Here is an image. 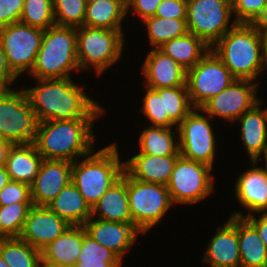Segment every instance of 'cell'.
Segmentation results:
<instances>
[{
    "instance_id": "1",
    "label": "cell",
    "mask_w": 267,
    "mask_h": 267,
    "mask_svg": "<svg viewBox=\"0 0 267 267\" xmlns=\"http://www.w3.org/2000/svg\"><path fill=\"white\" fill-rule=\"evenodd\" d=\"M38 85L24 89L38 123L52 120L99 118L104 108L70 78L37 79ZM97 116V117H96Z\"/></svg>"
},
{
    "instance_id": "2",
    "label": "cell",
    "mask_w": 267,
    "mask_h": 267,
    "mask_svg": "<svg viewBox=\"0 0 267 267\" xmlns=\"http://www.w3.org/2000/svg\"><path fill=\"white\" fill-rule=\"evenodd\" d=\"M96 118L52 120L37 125L34 144L45 160L74 162L93 152V122Z\"/></svg>"
},
{
    "instance_id": "3",
    "label": "cell",
    "mask_w": 267,
    "mask_h": 267,
    "mask_svg": "<svg viewBox=\"0 0 267 267\" xmlns=\"http://www.w3.org/2000/svg\"><path fill=\"white\" fill-rule=\"evenodd\" d=\"M236 79L254 81L265 69L261 35L247 23H236L212 47Z\"/></svg>"
},
{
    "instance_id": "4",
    "label": "cell",
    "mask_w": 267,
    "mask_h": 267,
    "mask_svg": "<svg viewBox=\"0 0 267 267\" xmlns=\"http://www.w3.org/2000/svg\"><path fill=\"white\" fill-rule=\"evenodd\" d=\"M73 162L71 181L92 208L124 171L117 145L110 144L87 155L80 163Z\"/></svg>"
},
{
    "instance_id": "5",
    "label": "cell",
    "mask_w": 267,
    "mask_h": 267,
    "mask_svg": "<svg viewBox=\"0 0 267 267\" xmlns=\"http://www.w3.org/2000/svg\"><path fill=\"white\" fill-rule=\"evenodd\" d=\"M78 69L77 28L54 25L44 30L30 75L34 79H62Z\"/></svg>"
},
{
    "instance_id": "6",
    "label": "cell",
    "mask_w": 267,
    "mask_h": 267,
    "mask_svg": "<svg viewBox=\"0 0 267 267\" xmlns=\"http://www.w3.org/2000/svg\"><path fill=\"white\" fill-rule=\"evenodd\" d=\"M122 30L100 29L88 26L77 28V57L80 69L94 68L102 74L122 55Z\"/></svg>"
},
{
    "instance_id": "7",
    "label": "cell",
    "mask_w": 267,
    "mask_h": 267,
    "mask_svg": "<svg viewBox=\"0 0 267 267\" xmlns=\"http://www.w3.org/2000/svg\"><path fill=\"white\" fill-rule=\"evenodd\" d=\"M127 194L132 224L144 234L163 219L173 204L166 185L143 182L128 173Z\"/></svg>"
},
{
    "instance_id": "8",
    "label": "cell",
    "mask_w": 267,
    "mask_h": 267,
    "mask_svg": "<svg viewBox=\"0 0 267 267\" xmlns=\"http://www.w3.org/2000/svg\"><path fill=\"white\" fill-rule=\"evenodd\" d=\"M38 121L24 89L0 92V137L16 144L34 143Z\"/></svg>"
},
{
    "instance_id": "9",
    "label": "cell",
    "mask_w": 267,
    "mask_h": 267,
    "mask_svg": "<svg viewBox=\"0 0 267 267\" xmlns=\"http://www.w3.org/2000/svg\"><path fill=\"white\" fill-rule=\"evenodd\" d=\"M231 15L232 0H187L188 32L210 48L236 24Z\"/></svg>"
},
{
    "instance_id": "10",
    "label": "cell",
    "mask_w": 267,
    "mask_h": 267,
    "mask_svg": "<svg viewBox=\"0 0 267 267\" xmlns=\"http://www.w3.org/2000/svg\"><path fill=\"white\" fill-rule=\"evenodd\" d=\"M212 167L179 156L166 185L173 204H195L214 190Z\"/></svg>"
},
{
    "instance_id": "11",
    "label": "cell",
    "mask_w": 267,
    "mask_h": 267,
    "mask_svg": "<svg viewBox=\"0 0 267 267\" xmlns=\"http://www.w3.org/2000/svg\"><path fill=\"white\" fill-rule=\"evenodd\" d=\"M44 30L15 22L0 28V43L12 73L18 77L30 74L35 65Z\"/></svg>"
},
{
    "instance_id": "12",
    "label": "cell",
    "mask_w": 267,
    "mask_h": 267,
    "mask_svg": "<svg viewBox=\"0 0 267 267\" xmlns=\"http://www.w3.org/2000/svg\"><path fill=\"white\" fill-rule=\"evenodd\" d=\"M236 78L210 49L187 71L186 85L194 108H200L211 97L225 90Z\"/></svg>"
},
{
    "instance_id": "13",
    "label": "cell",
    "mask_w": 267,
    "mask_h": 267,
    "mask_svg": "<svg viewBox=\"0 0 267 267\" xmlns=\"http://www.w3.org/2000/svg\"><path fill=\"white\" fill-rule=\"evenodd\" d=\"M196 110V112H195ZM194 108L177 126L179 153L184 158L205 163L213 168L216 141L209 115L197 114Z\"/></svg>"
},
{
    "instance_id": "14",
    "label": "cell",
    "mask_w": 267,
    "mask_h": 267,
    "mask_svg": "<svg viewBox=\"0 0 267 267\" xmlns=\"http://www.w3.org/2000/svg\"><path fill=\"white\" fill-rule=\"evenodd\" d=\"M257 86L252 80L235 79L225 90L206 101L199 111L211 118L218 116L234 122L259 102Z\"/></svg>"
},
{
    "instance_id": "15",
    "label": "cell",
    "mask_w": 267,
    "mask_h": 267,
    "mask_svg": "<svg viewBox=\"0 0 267 267\" xmlns=\"http://www.w3.org/2000/svg\"><path fill=\"white\" fill-rule=\"evenodd\" d=\"M73 162L43 160L39 172L30 185L34 206H47L71 182Z\"/></svg>"
},
{
    "instance_id": "16",
    "label": "cell",
    "mask_w": 267,
    "mask_h": 267,
    "mask_svg": "<svg viewBox=\"0 0 267 267\" xmlns=\"http://www.w3.org/2000/svg\"><path fill=\"white\" fill-rule=\"evenodd\" d=\"M70 225L47 206H34L25 219L19 238L38 250L61 235Z\"/></svg>"
},
{
    "instance_id": "17",
    "label": "cell",
    "mask_w": 267,
    "mask_h": 267,
    "mask_svg": "<svg viewBox=\"0 0 267 267\" xmlns=\"http://www.w3.org/2000/svg\"><path fill=\"white\" fill-rule=\"evenodd\" d=\"M92 218L91 216L83 224L86 233L122 260L125 251L130 250L137 234L141 232L132 223L92 220Z\"/></svg>"
},
{
    "instance_id": "18",
    "label": "cell",
    "mask_w": 267,
    "mask_h": 267,
    "mask_svg": "<svg viewBox=\"0 0 267 267\" xmlns=\"http://www.w3.org/2000/svg\"><path fill=\"white\" fill-rule=\"evenodd\" d=\"M202 259L211 267H241L237 216H230L223 227L218 226Z\"/></svg>"
},
{
    "instance_id": "19",
    "label": "cell",
    "mask_w": 267,
    "mask_h": 267,
    "mask_svg": "<svg viewBox=\"0 0 267 267\" xmlns=\"http://www.w3.org/2000/svg\"><path fill=\"white\" fill-rule=\"evenodd\" d=\"M152 49L142 65V72L147 80L145 87L159 89L187 86V71L159 48Z\"/></svg>"
},
{
    "instance_id": "20",
    "label": "cell",
    "mask_w": 267,
    "mask_h": 267,
    "mask_svg": "<svg viewBox=\"0 0 267 267\" xmlns=\"http://www.w3.org/2000/svg\"><path fill=\"white\" fill-rule=\"evenodd\" d=\"M243 172L236 181L235 194L239 203L248 209V214L267 212V169L254 167Z\"/></svg>"
},
{
    "instance_id": "21",
    "label": "cell",
    "mask_w": 267,
    "mask_h": 267,
    "mask_svg": "<svg viewBox=\"0 0 267 267\" xmlns=\"http://www.w3.org/2000/svg\"><path fill=\"white\" fill-rule=\"evenodd\" d=\"M178 157L139 153L124 161V170L134 179L167 185Z\"/></svg>"
},
{
    "instance_id": "22",
    "label": "cell",
    "mask_w": 267,
    "mask_h": 267,
    "mask_svg": "<svg viewBox=\"0 0 267 267\" xmlns=\"http://www.w3.org/2000/svg\"><path fill=\"white\" fill-rule=\"evenodd\" d=\"M120 223H132L127 194V172L112 184L106 193L92 207V217Z\"/></svg>"
},
{
    "instance_id": "23",
    "label": "cell",
    "mask_w": 267,
    "mask_h": 267,
    "mask_svg": "<svg viewBox=\"0 0 267 267\" xmlns=\"http://www.w3.org/2000/svg\"><path fill=\"white\" fill-rule=\"evenodd\" d=\"M260 101L238 118L241 138L251 161H258L267 147L266 108L261 110Z\"/></svg>"
},
{
    "instance_id": "24",
    "label": "cell",
    "mask_w": 267,
    "mask_h": 267,
    "mask_svg": "<svg viewBox=\"0 0 267 267\" xmlns=\"http://www.w3.org/2000/svg\"><path fill=\"white\" fill-rule=\"evenodd\" d=\"M83 225H70L61 235L41 250L42 260L73 267L80 255Z\"/></svg>"
},
{
    "instance_id": "25",
    "label": "cell",
    "mask_w": 267,
    "mask_h": 267,
    "mask_svg": "<svg viewBox=\"0 0 267 267\" xmlns=\"http://www.w3.org/2000/svg\"><path fill=\"white\" fill-rule=\"evenodd\" d=\"M43 160L34 143L16 144L9 150L5 168L11 180L30 186Z\"/></svg>"
},
{
    "instance_id": "26",
    "label": "cell",
    "mask_w": 267,
    "mask_h": 267,
    "mask_svg": "<svg viewBox=\"0 0 267 267\" xmlns=\"http://www.w3.org/2000/svg\"><path fill=\"white\" fill-rule=\"evenodd\" d=\"M47 207L69 225H83L92 215V208L69 182Z\"/></svg>"
},
{
    "instance_id": "27",
    "label": "cell",
    "mask_w": 267,
    "mask_h": 267,
    "mask_svg": "<svg viewBox=\"0 0 267 267\" xmlns=\"http://www.w3.org/2000/svg\"><path fill=\"white\" fill-rule=\"evenodd\" d=\"M126 14V0L87 1L84 26L122 30L121 23Z\"/></svg>"
},
{
    "instance_id": "28",
    "label": "cell",
    "mask_w": 267,
    "mask_h": 267,
    "mask_svg": "<svg viewBox=\"0 0 267 267\" xmlns=\"http://www.w3.org/2000/svg\"><path fill=\"white\" fill-rule=\"evenodd\" d=\"M237 233L241 267H267V248L245 217L237 216Z\"/></svg>"
},
{
    "instance_id": "29",
    "label": "cell",
    "mask_w": 267,
    "mask_h": 267,
    "mask_svg": "<svg viewBox=\"0 0 267 267\" xmlns=\"http://www.w3.org/2000/svg\"><path fill=\"white\" fill-rule=\"evenodd\" d=\"M159 49L173 58L186 71L192 69L211 49L201 38L190 32L164 43Z\"/></svg>"
},
{
    "instance_id": "30",
    "label": "cell",
    "mask_w": 267,
    "mask_h": 267,
    "mask_svg": "<svg viewBox=\"0 0 267 267\" xmlns=\"http://www.w3.org/2000/svg\"><path fill=\"white\" fill-rule=\"evenodd\" d=\"M171 129L172 127L152 125L144 129L139 138V153L155 156H180L179 143L175 141L178 136H175V132L172 133Z\"/></svg>"
},
{
    "instance_id": "31",
    "label": "cell",
    "mask_w": 267,
    "mask_h": 267,
    "mask_svg": "<svg viewBox=\"0 0 267 267\" xmlns=\"http://www.w3.org/2000/svg\"><path fill=\"white\" fill-rule=\"evenodd\" d=\"M0 256L9 267H39L41 251L19 237L0 238Z\"/></svg>"
},
{
    "instance_id": "32",
    "label": "cell",
    "mask_w": 267,
    "mask_h": 267,
    "mask_svg": "<svg viewBox=\"0 0 267 267\" xmlns=\"http://www.w3.org/2000/svg\"><path fill=\"white\" fill-rule=\"evenodd\" d=\"M122 261L114 252L90 237L83 227L82 249L73 267H121Z\"/></svg>"
},
{
    "instance_id": "33",
    "label": "cell",
    "mask_w": 267,
    "mask_h": 267,
    "mask_svg": "<svg viewBox=\"0 0 267 267\" xmlns=\"http://www.w3.org/2000/svg\"><path fill=\"white\" fill-rule=\"evenodd\" d=\"M143 22L146 24L144 26L147 28L150 45L154 48L188 33L186 20L152 16Z\"/></svg>"
},
{
    "instance_id": "34",
    "label": "cell",
    "mask_w": 267,
    "mask_h": 267,
    "mask_svg": "<svg viewBox=\"0 0 267 267\" xmlns=\"http://www.w3.org/2000/svg\"><path fill=\"white\" fill-rule=\"evenodd\" d=\"M33 202L0 206V238L19 237Z\"/></svg>"
},
{
    "instance_id": "35",
    "label": "cell",
    "mask_w": 267,
    "mask_h": 267,
    "mask_svg": "<svg viewBox=\"0 0 267 267\" xmlns=\"http://www.w3.org/2000/svg\"><path fill=\"white\" fill-rule=\"evenodd\" d=\"M164 115L178 126L194 109L192 106L187 86L163 88Z\"/></svg>"
},
{
    "instance_id": "36",
    "label": "cell",
    "mask_w": 267,
    "mask_h": 267,
    "mask_svg": "<svg viewBox=\"0 0 267 267\" xmlns=\"http://www.w3.org/2000/svg\"><path fill=\"white\" fill-rule=\"evenodd\" d=\"M20 22L43 30L56 25L53 0H24Z\"/></svg>"
},
{
    "instance_id": "37",
    "label": "cell",
    "mask_w": 267,
    "mask_h": 267,
    "mask_svg": "<svg viewBox=\"0 0 267 267\" xmlns=\"http://www.w3.org/2000/svg\"><path fill=\"white\" fill-rule=\"evenodd\" d=\"M87 0H53L55 23L58 26H84Z\"/></svg>"
},
{
    "instance_id": "38",
    "label": "cell",
    "mask_w": 267,
    "mask_h": 267,
    "mask_svg": "<svg viewBox=\"0 0 267 267\" xmlns=\"http://www.w3.org/2000/svg\"><path fill=\"white\" fill-rule=\"evenodd\" d=\"M146 89L141 112L149 119L152 126L177 127L168 115H164L163 88L151 89L146 87Z\"/></svg>"
},
{
    "instance_id": "39",
    "label": "cell",
    "mask_w": 267,
    "mask_h": 267,
    "mask_svg": "<svg viewBox=\"0 0 267 267\" xmlns=\"http://www.w3.org/2000/svg\"><path fill=\"white\" fill-rule=\"evenodd\" d=\"M266 6L267 0H232L234 21L251 24Z\"/></svg>"
},
{
    "instance_id": "40",
    "label": "cell",
    "mask_w": 267,
    "mask_h": 267,
    "mask_svg": "<svg viewBox=\"0 0 267 267\" xmlns=\"http://www.w3.org/2000/svg\"><path fill=\"white\" fill-rule=\"evenodd\" d=\"M18 202H32L30 186L22 182L10 180L0 191V206Z\"/></svg>"
},
{
    "instance_id": "41",
    "label": "cell",
    "mask_w": 267,
    "mask_h": 267,
    "mask_svg": "<svg viewBox=\"0 0 267 267\" xmlns=\"http://www.w3.org/2000/svg\"><path fill=\"white\" fill-rule=\"evenodd\" d=\"M155 16L186 20L187 0H162L157 8Z\"/></svg>"
},
{
    "instance_id": "42",
    "label": "cell",
    "mask_w": 267,
    "mask_h": 267,
    "mask_svg": "<svg viewBox=\"0 0 267 267\" xmlns=\"http://www.w3.org/2000/svg\"><path fill=\"white\" fill-rule=\"evenodd\" d=\"M24 0H0V28L19 22Z\"/></svg>"
},
{
    "instance_id": "43",
    "label": "cell",
    "mask_w": 267,
    "mask_h": 267,
    "mask_svg": "<svg viewBox=\"0 0 267 267\" xmlns=\"http://www.w3.org/2000/svg\"><path fill=\"white\" fill-rule=\"evenodd\" d=\"M162 0H126V13L132 7L137 17L143 21L146 18L155 16L158 6Z\"/></svg>"
},
{
    "instance_id": "44",
    "label": "cell",
    "mask_w": 267,
    "mask_h": 267,
    "mask_svg": "<svg viewBox=\"0 0 267 267\" xmlns=\"http://www.w3.org/2000/svg\"><path fill=\"white\" fill-rule=\"evenodd\" d=\"M16 78L9 68L7 58L0 43V92L11 90L9 84L11 85Z\"/></svg>"
},
{
    "instance_id": "45",
    "label": "cell",
    "mask_w": 267,
    "mask_h": 267,
    "mask_svg": "<svg viewBox=\"0 0 267 267\" xmlns=\"http://www.w3.org/2000/svg\"><path fill=\"white\" fill-rule=\"evenodd\" d=\"M261 217L257 218L255 214L243 215L241 212H234L231 216L245 217L257 230L262 242L267 248V212H259Z\"/></svg>"
},
{
    "instance_id": "46",
    "label": "cell",
    "mask_w": 267,
    "mask_h": 267,
    "mask_svg": "<svg viewBox=\"0 0 267 267\" xmlns=\"http://www.w3.org/2000/svg\"><path fill=\"white\" fill-rule=\"evenodd\" d=\"M251 25L260 35L267 34V6L261 11Z\"/></svg>"
},
{
    "instance_id": "47",
    "label": "cell",
    "mask_w": 267,
    "mask_h": 267,
    "mask_svg": "<svg viewBox=\"0 0 267 267\" xmlns=\"http://www.w3.org/2000/svg\"><path fill=\"white\" fill-rule=\"evenodd\" d=\"M12 143L0 137V168L5 167L7 156Z\"/></svg>"
},
{
    "instance_id": "48",
    "label": "cell",
    "mask_w": 267,
    "mask_h": 267,
    "mask_svg": "<svg viewBox=\"0 0 267 267\" xmlns=\"http://www.w3.org/2000/svg\"><path fill=\"white\" fill-rule=\"evenodd\" d=\"M10 176L6 171L5 167L0 168V191L6 186V184L10 181Z\"/></svg>"
},
{
    "instance_id": "49",
    "label": "cell",
    "mask_w": 267,
    "mask_h": 267,
    "mask_svg": "<svg viewBox=\"0 0 267 267\" xmlns=\"http://www.w3.org/2000/svg\"><path fill=\"white\" fill-rule=\"evenodd\" d=\"M262 44H263V60H264V67L267 69V34L261 35Z\"/></svg>"
},
{
    "instance_id": "50",
    "label": "cell",
    "mask_w": 267,
    "mask_h": 267,
    "mask_svg": "<svg viewBox=\"0 0 267 267\" xmlns=\"http://www.w3.org/2000/svg\"><path fill=\"white\" fill-rule=\"evenodd\" d=\"M39 267H66V266L50 263V262H47V261H44V260L41 259Z\"/></svg>"
},
{
    "instance_id": "51",
    "label": "cell",
    "mask_w": 267,
    "mask_h": 267,
    "mask_svg": "<svg viewBox=\"0 0 267 267\" xmlns=\"http://www.w3.org/2000/svg\"><path fill=\"white\" fill-rule=\"evenodd\" d=\"M0 267H9L7 265V263L2 259V257L0 256Z\"/></svg>"
},
{
    "instance_id": "52",
    "label": "cell",
    "mask_w": 267,
    "mask_h": 267,
    "mask_svg": "<svg viewBox=\"0 0 267 267\" xmlns=\"http://www.w3.org/2000/svg\"><path fill=\"white\" fill-rule=\"evenodd\" d=\"M263 156H264V160H265V168L267 169V147L265 148Z\"/></svg>"
}]
</instances>
